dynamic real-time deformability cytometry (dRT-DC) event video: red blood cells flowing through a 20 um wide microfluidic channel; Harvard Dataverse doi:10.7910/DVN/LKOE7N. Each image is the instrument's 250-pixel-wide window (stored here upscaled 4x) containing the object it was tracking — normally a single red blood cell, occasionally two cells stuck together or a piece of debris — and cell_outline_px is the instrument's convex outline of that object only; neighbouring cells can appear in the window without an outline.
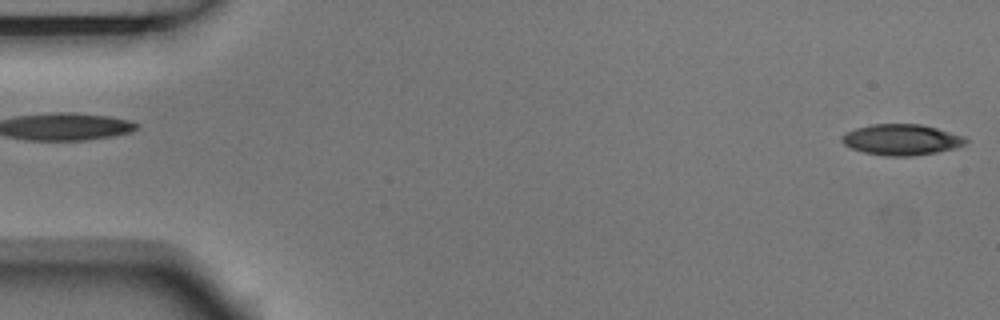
{"species": "Egyptian fruit bat (a non-hibernating species)", "species_latin": "Rousettus aegyptiacus", "temperature_condition": "room temperature", "stored_images_in_passage": 5, "camera_frame_rate_fps": 3000, "um_per_image_px": 0.085, "animal": {"sex": "male"}, "frame": {"image": 1, "passage_image": 1, "time_ms": 0.0, "image_size_px": [1000, 320], "cell_outline_px": [[968, 140], [964, 144], [956, 148], [936, 152], [912, 156], [888, 156], [864, 152], [852, 148], [844, 144], [840, 140], [840, 136], [844, 132], [856, 128], [872, 124], [920, 124], [936, 128], [964, 136]], "centroid_in_image_um": [76.6, 11.87], "position_along_channel_um": 8.4, "area_um2": 22.25}}